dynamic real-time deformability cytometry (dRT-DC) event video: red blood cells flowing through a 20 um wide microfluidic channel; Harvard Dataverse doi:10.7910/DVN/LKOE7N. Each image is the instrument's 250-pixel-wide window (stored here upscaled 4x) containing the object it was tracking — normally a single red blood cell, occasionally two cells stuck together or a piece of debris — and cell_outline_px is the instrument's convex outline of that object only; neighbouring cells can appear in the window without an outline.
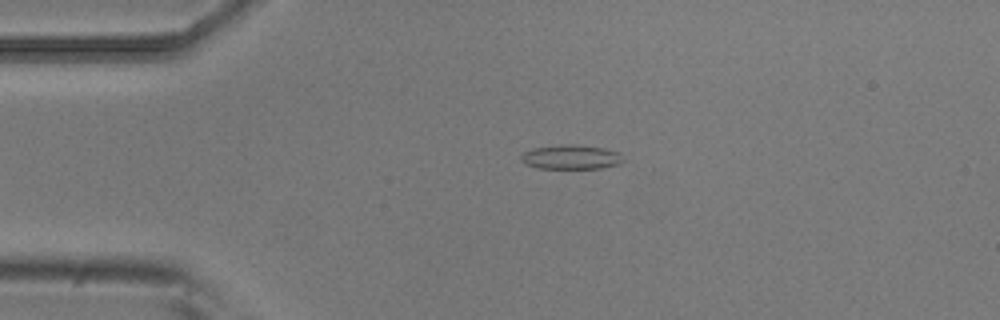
{"species": "common noctule bat (a hibernating species)", "species_latin": "Nyctalus noctula", "temperature_condition": "room temperature", "stored_images_in_passage": 4, "camera_frame_rate_fps": 3000, "um_per_image_px": 0.085, "animal": {"sex": "male", "body_mass_g": 20.5, "forearm_length_mm": 52.5}, "frame": {"image": 1, "passage_image": 3, "time_ms": 0.667, "image_size_px": [1000, 320], "cell_outline_px": [[624, 160], [620, 164], [600, 168], [536, 168], [524, 164], [520, 160], [520, 156], [524, 152], [532, 148], [564, 144], [572, 144], [604, 148], [620, 152]], "centroid_in_image_um": [48.52, 13.35], "position_along_channel_um": 36.5, "area_um2": 14.62}}